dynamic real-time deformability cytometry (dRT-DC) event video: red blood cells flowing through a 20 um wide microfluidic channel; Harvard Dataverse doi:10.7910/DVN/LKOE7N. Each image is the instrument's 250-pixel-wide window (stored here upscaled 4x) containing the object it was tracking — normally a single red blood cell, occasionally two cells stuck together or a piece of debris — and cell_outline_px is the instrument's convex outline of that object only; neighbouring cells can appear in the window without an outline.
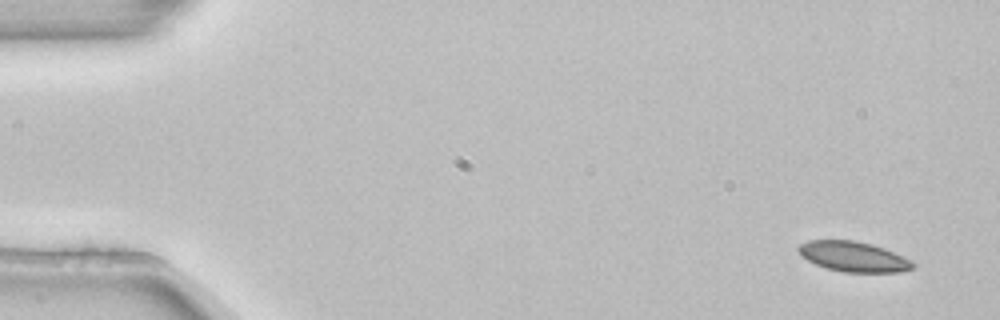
{"species": "common noctule bat (a hibernating species)", "species_latin": "Nyctalus noctula", "temperature_condition": "room temperature", "stored_images_in_passage": 5, "camera_frame_rate_fps": 3000, "um_per_image_px": 0.085, "animal": {"sex": "female", "body_mass_g": 22.7, "forearm_length_mm": 54.2}, "frame": {"image": 1, "passage_image": 1, "time_ms": 0.0, "image_size_px": [1000, 320], "cell_outline_px": [[916, 264], [912, 268], [900, 272], [844, 272], [828, 268], [816, 264], [800, 256], [796, 248], [800, 244], [808, 240], [852, 240], [872, 244], [884, 248], [912, 260]], "centroid_in_image_um": [72.53, 21.8], "position_along_channel_um": 12.5, "area_um2": 20.11}}
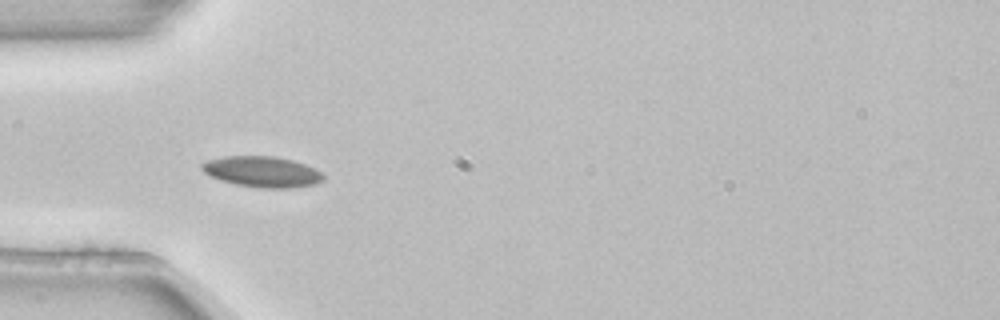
{"frame": {"image": 2, "passage_image": 4, "time_ms": 1.0, "image_size_px": [1000, 320], "cell_outline_px": [[324, 180], [316, 184], [292, 188], [260, 188], [236, 184], [220, 180], [204, 172], [200, 168], [200, 164], [208, 160], [224, 156], [276, 156], [292, 160], [304, 164], [320, 172], [324, 176]], "centroid_in_image_um": [22.27, 14.6], "position_along_channel_um": 62.7, "area_um2": 21.79}}